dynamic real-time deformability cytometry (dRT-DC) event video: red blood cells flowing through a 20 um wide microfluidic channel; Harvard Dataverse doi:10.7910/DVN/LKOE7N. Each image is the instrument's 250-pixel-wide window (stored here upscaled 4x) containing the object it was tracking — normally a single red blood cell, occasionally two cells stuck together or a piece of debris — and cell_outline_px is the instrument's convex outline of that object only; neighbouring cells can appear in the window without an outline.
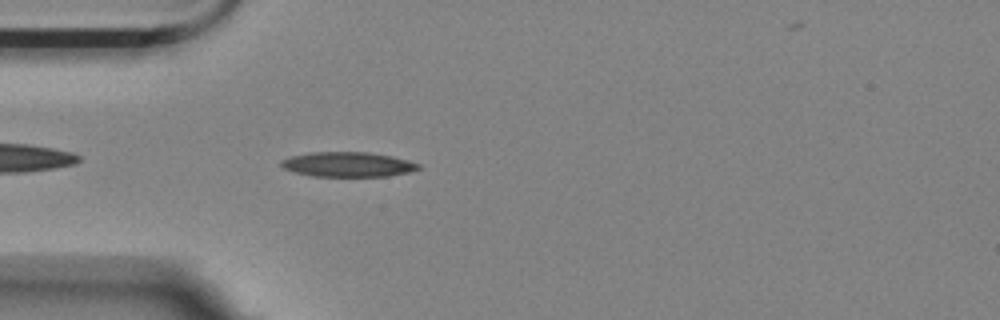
{"species": "Egyptian fruit bat (a non-hibernating species)", "species_latin": "Rousettus aegyptiacus", "temperature_condition": "room temperature", "stored_images_in_passage": 4, "segment_of_instrument_passage": [2, 2], "camera_frame_rate_fps": 3000, "um_per_image_px": 0.085, "animal": {"sex": "female"}, "frame": {"image": 1, "passage_image": 4, "time_ms": 4.333, "image_size_px": [1000, 320], "cell_outline_px": [[420, 168], [408, 172], [388, 176], [312, 176], [296, 172], [284, 168], [280, 164], [280, 160], [292, 156], [308, 152], [368, 152], [392, 156], [408, 160], [420, 164]], "centroid_in_image_um": [29.56, 13.97], "position_along_channel_um": 55.4, "area_um2": 19.77}}